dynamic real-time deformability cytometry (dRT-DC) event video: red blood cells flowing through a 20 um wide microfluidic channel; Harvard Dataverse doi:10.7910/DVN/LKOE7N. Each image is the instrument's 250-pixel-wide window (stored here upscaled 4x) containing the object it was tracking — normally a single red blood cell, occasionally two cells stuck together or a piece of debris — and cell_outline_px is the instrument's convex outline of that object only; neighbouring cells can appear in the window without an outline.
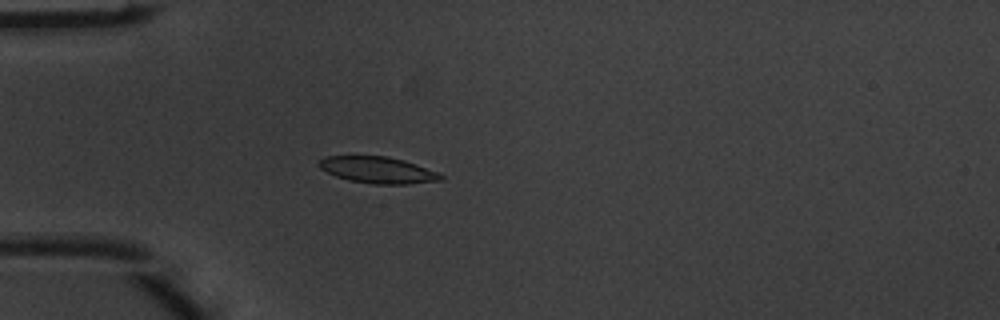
{"species": "common noctule bat (a hibernating species)", "species_latin": "Nyctalus noctula", "temperature_condition": "warm", "stored_images_in_passage": 3, "camera_frame_rate_fps": 3000, "um_per_image_px": 0.085, "animal": {"sex": "male", "body_mass_g": 20.1, "forearm_length_mm": 53.5}, "frame": {"image": 1, "passage_image": 3, "time_ms": 0.667, "image_size_px": [1000, 320], "cell_outline_px": [[444, 180], [408, 184], [372, 184], [348, 180], [336, 176], [320, 168], [316, 164], [324, 156], [388, 156], [404, 160], [416, 164], [436, 172], [444, 176]], "centroid_in_image_um": [32.1, 14.45], "position_along_channel_um": 52.9, "area_um2": 18.84}}